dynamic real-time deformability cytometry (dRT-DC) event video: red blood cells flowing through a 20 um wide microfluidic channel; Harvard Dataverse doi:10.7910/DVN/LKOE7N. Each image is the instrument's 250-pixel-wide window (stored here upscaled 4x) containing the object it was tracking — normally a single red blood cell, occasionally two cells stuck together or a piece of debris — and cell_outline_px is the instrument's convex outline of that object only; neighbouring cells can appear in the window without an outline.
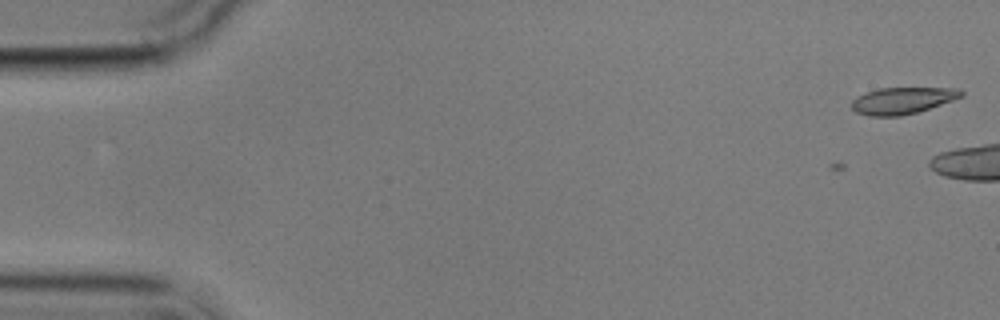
{"species": "common noctule bat (a hibernating species)", "species_latin": "Nyctalus noctula", "temperature_condition": "cold", "stored_images_in_passage": 7, "camera_frame_rate_fps": 3000, "um_per_image_px": 0.085, "animal": {"sex": "male", "body_mass_g": 17.9}, "frame": {"image": 1, "passage_image": 1, "time_ms": 0.0, "image_size_px": [1000, 320], "cell_outline_px": [[964, 96], [916, 112], [900, 116], [868, 116], [856, 112], [852, 108], [852, 100], [856, 96], [876, 88], [960, 88], [964, 92]], "centroid_in_image_um": [76.68, 8.54], "position_along_channel_um": 8.3, "area_um2": 16.99}}
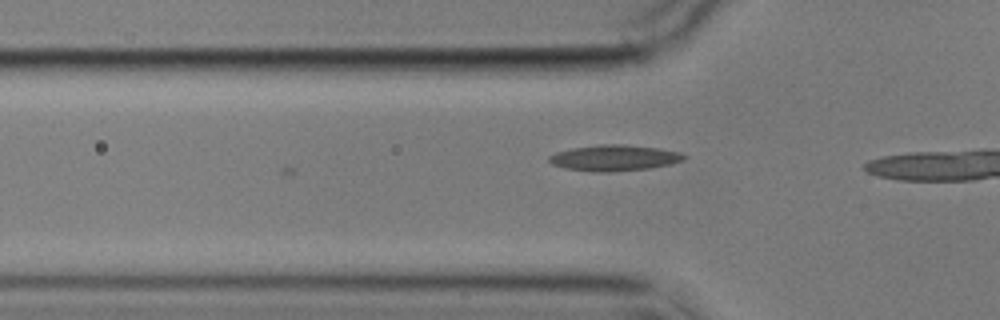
{"frame": {"image": 2, "passage_image": 5, "time_ms": 5.667, "image_size_px": [1000, 320], "cell_outline_px": [[688, 156], [684, 160], [672, 164], [648, 168], [608, 172], [596, 172], [564, 168], [552, 164], [548, 160], [548, 156], [556, 152], [572, 148], [600, 144], [624, 144], [660, 148], [680, 152]], "centroid_in_image_um": [52.23, 13.41], "position_along_channel_um": 73.6, "area_um2": 20.52}}